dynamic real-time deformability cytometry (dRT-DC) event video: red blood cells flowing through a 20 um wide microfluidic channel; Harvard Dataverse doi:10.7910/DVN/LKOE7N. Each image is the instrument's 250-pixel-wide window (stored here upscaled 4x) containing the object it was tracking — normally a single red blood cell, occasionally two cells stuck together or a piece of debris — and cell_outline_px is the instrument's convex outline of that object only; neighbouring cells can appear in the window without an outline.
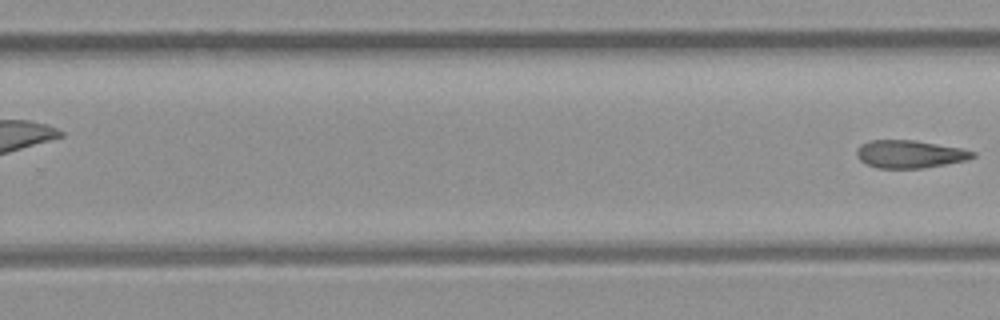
{"species": "common noctule bat (a hibernating species)", "species_latin": "Nyctalus noctula", "temperature_condition": "room temperature", "stored_images_in_passage": 9, "segment_of_instrument_passage": [2, 2], "camera_frame_rate_fps": 3000, "um_per_image_px": 0.085, "animal": {"sex": "female", "body_mass_g": 21.9}, "frame": {"image": 1, "passage_image": 9, "time_ms": 9.0, "image_size_px": [1000, 320], "cell_outline_px": [[976, 156], [968, 160], [924, 168], [876, 168], [860, 160], [856, 156], [856, 148], [860, 144], [868, 140], [916, 140], [960, 148], [976, 152]], "centroid_in_image_um": [77.32, 13.09], "position_along_channel_um": 252.5, "area_um2": 18.96}}